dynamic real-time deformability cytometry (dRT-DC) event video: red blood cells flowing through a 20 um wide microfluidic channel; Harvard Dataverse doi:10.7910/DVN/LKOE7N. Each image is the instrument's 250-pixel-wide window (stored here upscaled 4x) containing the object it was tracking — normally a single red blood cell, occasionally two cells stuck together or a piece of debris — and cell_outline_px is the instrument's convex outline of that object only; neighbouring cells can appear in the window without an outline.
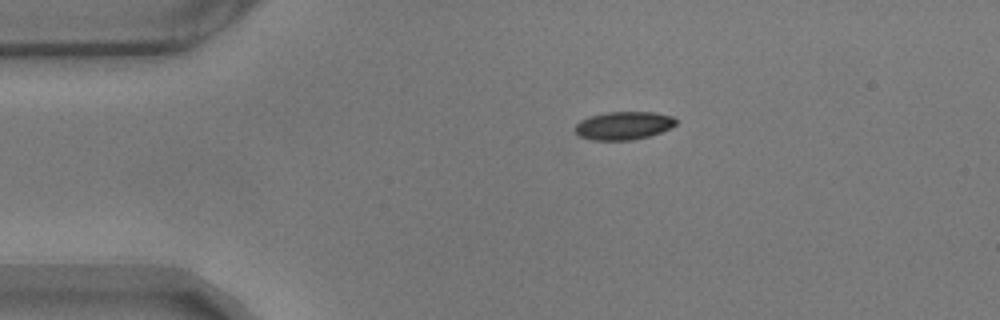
{"species": "common noctule bat (a hibernating species)", "species_latin": "Nyctalus noctula", "temperature_condition": "warm", "stored_images_in_passage": 47, "camera_frame_rate_fps": 3000, "um_per_image_px": 0.085, "animal": {"sex": "male", "body_mass_g": 17.9}, "frame": {"image": 1, "passage_image": 1, "time_ms": 0.0, "image_size_px": [1000, 320], "cell_outline_px": [[676, 124], [672, 128], [648, 136], [632, 140], [592, 140], [580, 136], [576, 132], [576, 124], [580, 120], [588, 116], [608, 112], [652, 112], [672, 116], [676, 120]], "centroid_in_image_um": [53.01, 10.67], "position_along_channel_um": 32.0, "area_um2": 16.47}}
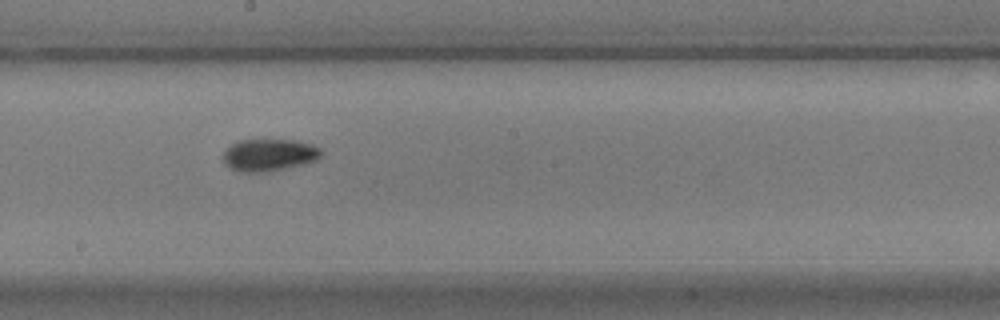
{"frame": {"image": 2, "passage_image": 21, "time_ms": 6.667, "image_size_px": [1000, 320], "cell_outline_px": [[324, 152], [320, 160], [304, 164], [264, 172], [240, 172], [228, 168], [224, 164], [224, 152], [232, 144], [240, 140], [292, 140], [312, 144], [320, 148]], "centroid_in_image_um": [22.91, 13.18], "position_along_channel_um": 225.3, "area_um2": 18.5}}
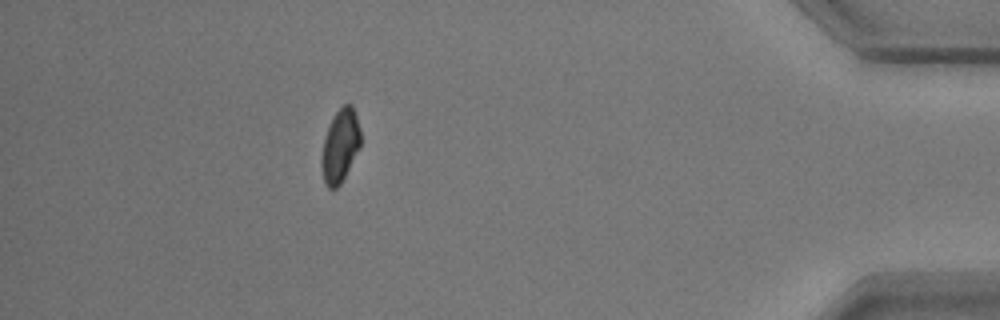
{"frame": {"image": 3, "passage_image": 41, "time_ms": 13.333, "image_size_px": [1000, 320], "cell_outline_px": [[360, 148], [340, 184], [336, 188], [328, 188], [324, 184], [320, 164], [320, 156], [324, 136], [336, 112], [344, 104], [352, 104], [360, 128]], "centroid_in_image_um": [28.89, 12.42], "position_along_channel_um": 406.3, "area_um2": 16.7}, "authors_computed_cell_mechanics": {"area_um2": 17.2822, "velocity_mm_per_s": 3.509, "shape_relaxation_time_tau1_ms": 5.9442, "shape_relaxation_time_tau2_ms": 3.5888, "deformation_change_tau1": 0.1577, "deformation_change_tau2": 0.0717}}